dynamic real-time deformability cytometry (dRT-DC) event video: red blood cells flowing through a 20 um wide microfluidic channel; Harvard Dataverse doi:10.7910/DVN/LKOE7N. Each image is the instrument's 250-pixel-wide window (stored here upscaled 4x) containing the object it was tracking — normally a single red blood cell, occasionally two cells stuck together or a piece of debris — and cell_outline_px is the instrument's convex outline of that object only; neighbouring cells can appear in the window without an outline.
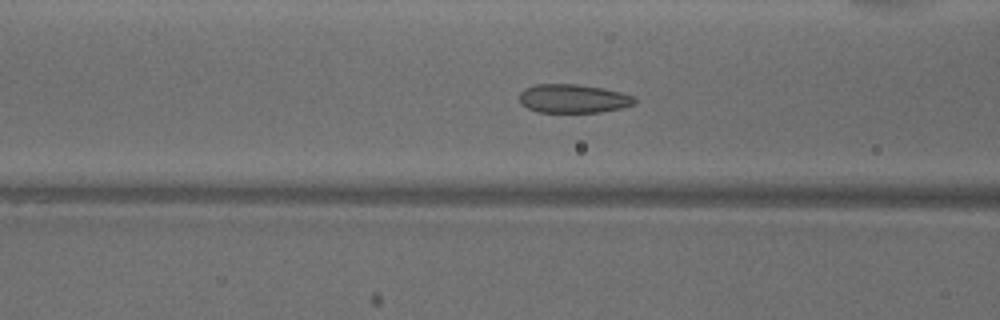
{"species": "common noctule bat (a hibernating species)", "species_latin": "Nyctalus noctula", "temperature_condition": "warm", "stored_images_in_passage": 52, "camera_frame_rate_fps": 3000, "um_per_image_px": 0.085, "animal": {"sex": "male", "body_mass_g": 18.8}, "frame": {"image": 1, "passage_image": 19, "time_ms": 6.0, "image_size_px": [1000, 320], "cell_outline_px": [[636, 104], [620, 108], [600, 112], [540, 112], [528, 108], [520, 104], [520, 92], [524, 88], [536, 84], [576, 84], [604, 88], [636, 96]], "centroid_in_image_um": [48.74, 8.37], "position_along_channel_um": 117.9, "area_um2": 19.36}}
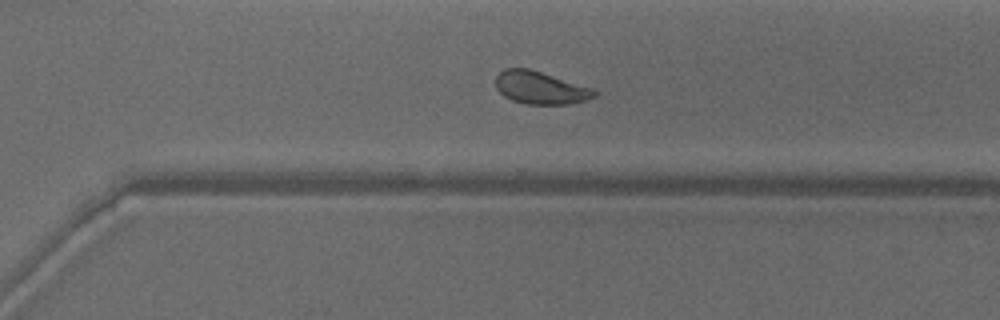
{"frame": {"image": 2, "passage_image": 35, "time_ms": 11.333, "image_size_px": [1000, 320], "cell_outline_px": [[596, 96], [584, 100], [568, 104], [528, 104], [512, 100], [504, 96], [496, 88], [496, 76], [504, 68], [528, 68], [596, 88]], "centroid_in_image_um": [45.95, 7.45], "position_along_channel_um": 324.6, "area_um2": 18.84}}
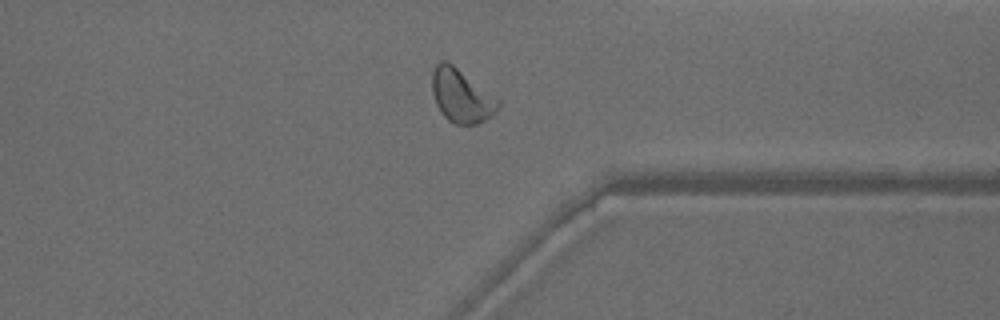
{"frame": {"image": 3, "passage_image": 39, "time_ms": 12.667, "image_size_px": [1000, 320], "cell_outline_px": [[500, 104], [492, 116], [476, 124], [456, 124], [448, 120], [440, 112], [436, 104], [432, 92], [432, 72], [436, 64], [440, 60], [448, 60], [500, 100]], "centroid_in_image_um": [39.19, 8.12], "position_along_channel_um": 372.2, "area_um2": 20.58}, "authors_computed_cell_mechanics": {"area_um2": 20.3167, "velocity_mm_per_s": 3.8904, "shape_relaxation_time_tau1_ms": 4.4352, "shape_relaxation_time_tau2_ms": 1.0119, "deformation_change_tau1": 0.115, "deformation_change_tau2": 0.0561}}